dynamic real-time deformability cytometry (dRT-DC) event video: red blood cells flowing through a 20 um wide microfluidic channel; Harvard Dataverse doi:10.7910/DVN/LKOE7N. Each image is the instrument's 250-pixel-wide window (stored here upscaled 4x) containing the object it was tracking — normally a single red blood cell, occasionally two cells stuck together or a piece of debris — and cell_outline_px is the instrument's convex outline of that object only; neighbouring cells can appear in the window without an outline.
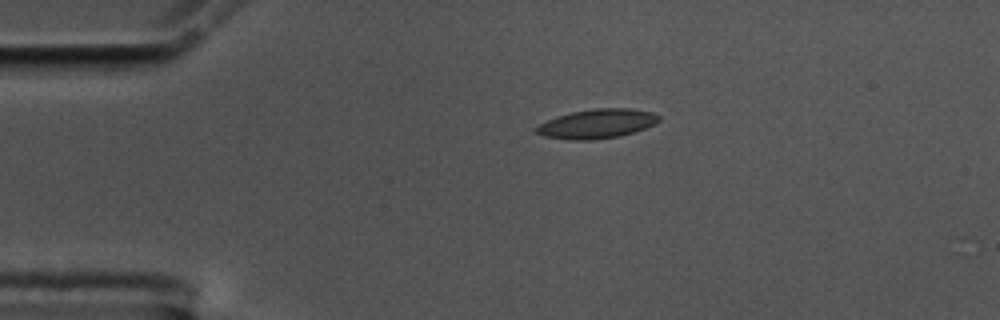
{"species": "common noctule bat (a hibernating species)", "species_latin": "Nyctalus noctula", "temperature_condition": "cold", "stored_images_in_passage": 46, "camera_frame_rate_fps": 3000, "um_per_image_px": 0.085, "animal": {"sex": "male", "body_mass_g": 17.5, "forearm_length_mm": 52.3}, "frame": {"image": 1, "passage_image": 1, "time_ms": 0.0, "image_size_px": [1000, 320], "cell_outline_px": [[660, 120], [656, 124], [620, 136], [592, 140], [572, 140], [544, 136], [532, 132], [532, 128], [556, 116], [572, 112], [596, 108], [628, 108], [652, 112], [660, 116]], "centroid_in_image_um": [50.71, 10.52], "position_along_channel_um": 34.3, "area_um2": 20.98}}
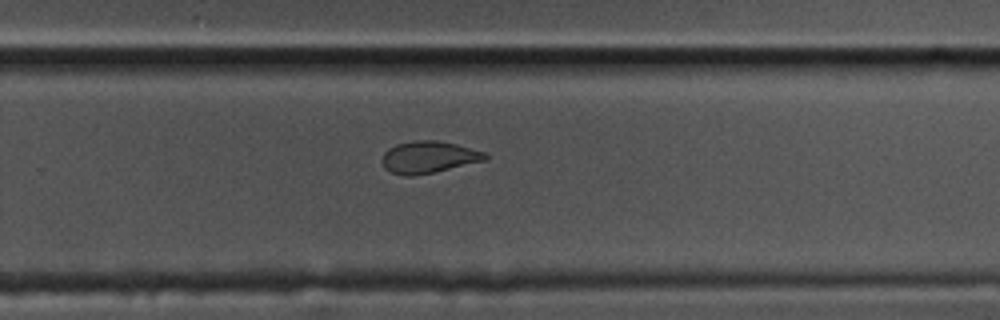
{"frame": {"image": 2, "passage_image": 26, "time_ms": 8.333, "image_size_px": [1000, 320], "cell_outline_px": [[488, 160], [432, 172], [412, 176], [404, 176], [392, 172], [384, 168], [380, 160], [384, 152], [388, 148], [396, 144], [416, 140], [436, 140], [456, 144], [484, 152], [488, 156]], "centroid_in_image_um": [36.4, 13.35], "position_along_channel_um": 293.4, "area_um2": 19.19}}
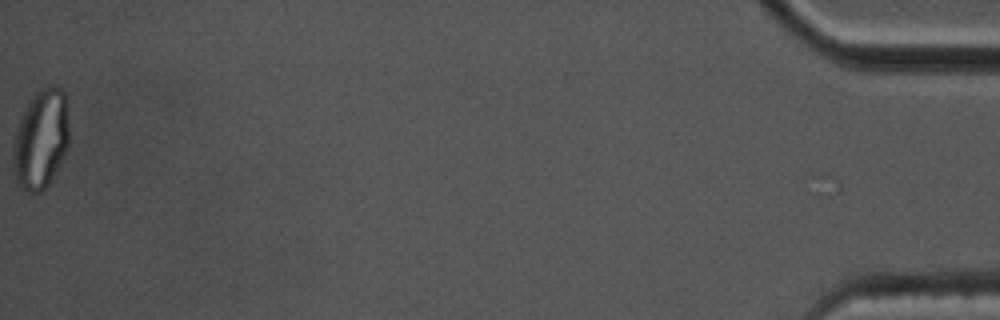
{"frame": {"image": 3, "passage_image": 46, "time_ms": 15.0, "image_size_px": [1000, 320], "cell_outline_px": [[68, 144], [60, 164], [48, 184], [40, 192], [28, 192], [20, 188], [16, 180], [12, 164], [12, 152], [16, 132], [20, 120], [28, 100], [40, 88], [48, 84], [60, 88], [64, 92], [68, 100]], "centroid_in_image_um": [3.48, 11.8], "position_along_channel_um": 431.7, "area_um2": 32.71}, "authors_computed_cell_mechanics": {"area_um2": 19.9988, "velocity_mm_per_s": 3.5712, "shape_relaxation_time_tau1_ms": 7.1051, "shape_relaxation_time_tau2_ms": 2.0951, "deformation_change_tau1": 0.1433, "deformation_change_tau2": 0.0708}}